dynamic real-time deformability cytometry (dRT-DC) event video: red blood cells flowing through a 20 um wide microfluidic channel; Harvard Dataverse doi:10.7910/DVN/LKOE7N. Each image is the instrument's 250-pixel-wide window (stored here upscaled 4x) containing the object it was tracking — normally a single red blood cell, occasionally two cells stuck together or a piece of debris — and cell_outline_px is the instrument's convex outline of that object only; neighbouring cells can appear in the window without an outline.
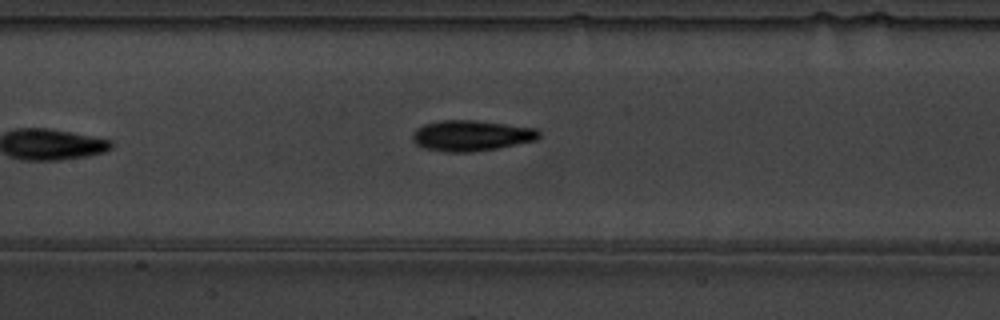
{"species": "common noctule bat (a hibernating species)", "species_latin": "Nyctalus noctula", "temperature_condition": "warm", "stored_images_in_passage": 7, "camera_frame_rate_fps": 3000, "um_per_image_px": 0.085, "animal": {"sex": "male", "body_mass_g": 19.5, "forearm_length_mm": 54.6}, "frame": {"image": 1, "passage_image": 7, "time_ms": 2.0, "image_size_px": [1000, 320], "cell_outline_px": [[540, 136], [536, 140], [496, 148], [472, 152], [448, 152], [424, 148], [416, 144], [412, 140], [412, 132], [416, 128], [424, 124], [440, 120], [476, 120], [536, 128], [540, 132]], "centroid_in_image_um": [40.03, 11.52], "position_along_channel_um": 167.4, "area_um2": 22.66}}